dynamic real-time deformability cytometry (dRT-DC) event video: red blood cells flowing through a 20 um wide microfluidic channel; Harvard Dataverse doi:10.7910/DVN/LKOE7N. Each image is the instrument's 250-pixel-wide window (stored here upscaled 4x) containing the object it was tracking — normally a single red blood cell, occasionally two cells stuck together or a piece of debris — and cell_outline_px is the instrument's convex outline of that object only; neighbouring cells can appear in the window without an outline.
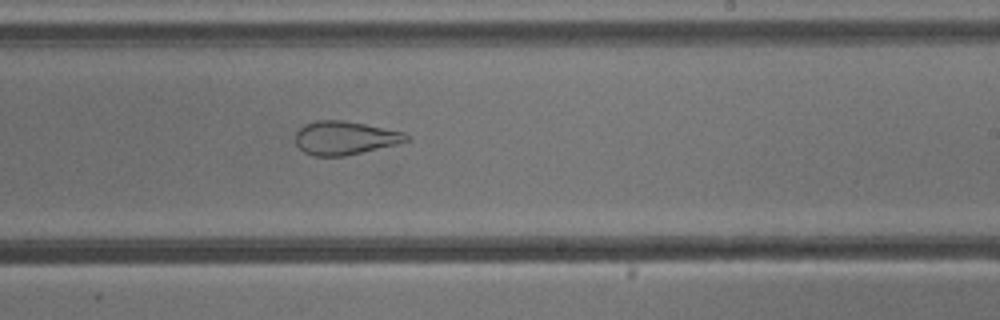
{"species": "common noctule bat (a hibernating species)", "species_latin": "Nyctalus noctula", "temperature_condition": "cold", "stored_images_in_passage": 39, "camera_frame_rate_fps": 3000, "um_per_image_px": 0.085, "animal": {"sex": "male", "body_mass_g": 13.3}, "frame": {"image": 1, "passage_image": 27, "time_ms": 8.667, "image_size_px": [1000, 320], "cell_outline_px": [[412, 140], [396, 144], [344, 156], [312, 156], [304, 152], [296, 144], [296, 132], [304, 124], [316, 120], [344, 120], [404, 132], [412, 136]], "centroid_in_image_um": [29.33, 11.72], "position_along_channel_um": 259.7, "area_um2": 21.68}}